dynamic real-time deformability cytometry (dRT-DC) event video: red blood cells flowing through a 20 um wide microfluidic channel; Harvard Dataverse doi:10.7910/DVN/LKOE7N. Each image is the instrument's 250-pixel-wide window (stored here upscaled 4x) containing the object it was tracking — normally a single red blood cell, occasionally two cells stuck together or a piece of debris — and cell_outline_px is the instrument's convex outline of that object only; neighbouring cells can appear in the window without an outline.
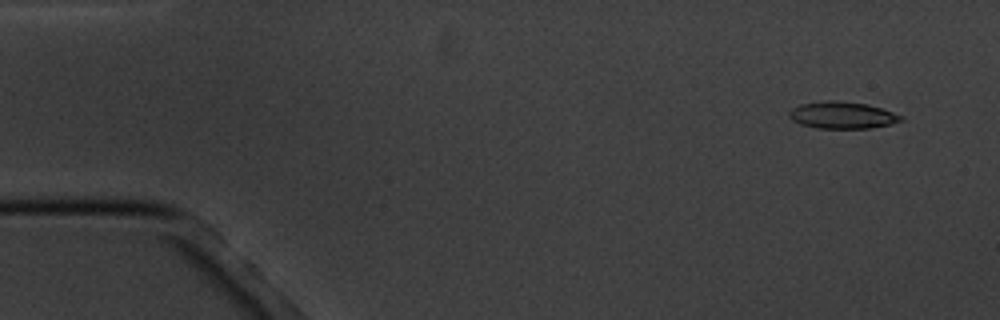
{"species": "common noctule bat (a hibernating species)", "species_latin": "Nyctalus noctula", "temperature_condition": "cold", "stored_images_in_passage": 16, "camera_frame_rate_fps": 3000, "um_per_image_px": 0.085, "animal": {"sex": "male", "body_mass_g": 20.1, "forearm_length_mm": 53.5}, "frame": {"image": 1, "passage_image": 1, "time_ms": 0.0, "image_size_px": [1000, 320], "cell_outline_px": [[904, 120], [888, 124], [868, 128], [816, 128], [800, 124], [792, 120], [788, 116], [788, 112], [792, 108], [800, 104], [824, 100], [836, 100], [868, 104], [904, 116]], "centroid_in_image_um": [71.55, 9.78], "position_along_channel_um": 13.4, "area_um2": 17.57}}
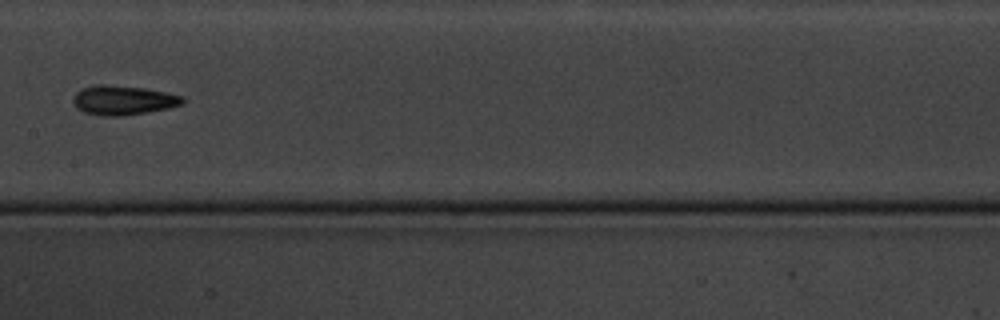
{"frame": {"image": 2, "passage_image": 8, "time_ms": 8.333, "image_size_px": [1000, 320], "cell_outline_px": [[188, 100], [184, 104], [168, 108], [120, 116], [104, 116], [84, 112], [76, 108], [72, 100], [76, 92], [80, 88], [100, 84], [104, 84], [144, 88], [168, 92], [184, 96]], "centroid_in_image_um": [10.5, 8.51], "position_along_channel_um": 196.9, "area_um2": 18.9}}
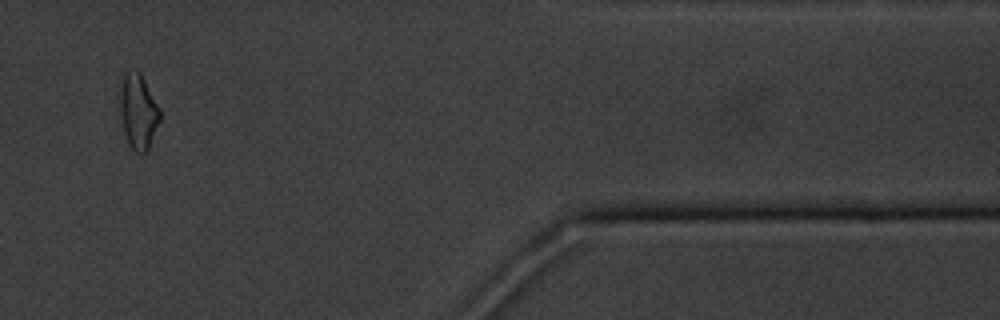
{"frame": {"image": 3, "passage_image": 14, "time_ms": 15.333, "image_size_px": [1000, 320], "cell_outline_px": [[160, 120], [148, 148], [144, 152], [132, 152], [128, 144], [124, 132], [120, 116], [120, 76], [124, 68], [136, 68], [140, 72], [160, 108]], "centroid_in_image_um": [11.71, 9.38], "position_along_channel_um": 399.7, "area_um2": 17.98}, "authors_computed_cell_mechanics": {"area_um2": 17.2822, "velocity_mm_per_s": 3.4465, "shape_relaxation_time_tau1_ms": 3.4831, "shape_relaxation_time_tau2_ms": 6.5694, "deformation_change_tau1": 0.112, "deformation_change_tau2": 0.1298}}